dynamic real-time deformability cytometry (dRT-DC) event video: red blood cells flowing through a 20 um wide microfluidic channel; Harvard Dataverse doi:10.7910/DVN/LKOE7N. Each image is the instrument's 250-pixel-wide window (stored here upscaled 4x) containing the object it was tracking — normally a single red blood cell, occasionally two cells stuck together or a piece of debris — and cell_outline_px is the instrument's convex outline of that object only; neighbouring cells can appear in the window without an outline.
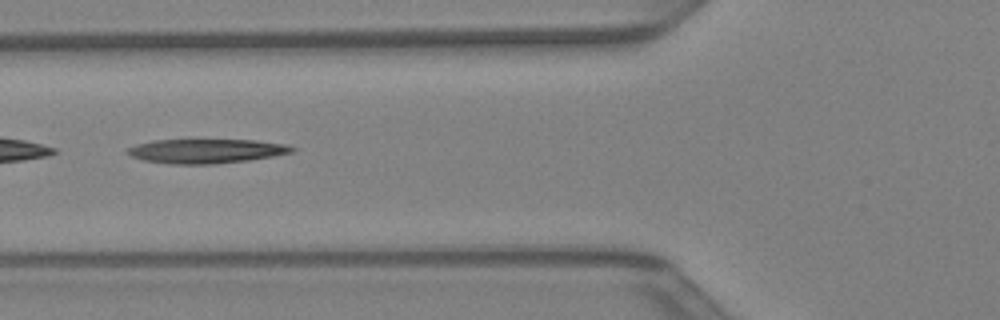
{"species": "Egyptian fruit bat (a non-hibernating species)", "species_latin": "Rousettus aegyptiacus", "temperature_condition": "warm", "stored_images_in_passage": 31, "camera_frame_rate_fps": 3000, "um_per_image_px": 0.085, "animal": {"sex": "female"}, "frame": {"image": 1, "passage_image": 5, "time_ms": 1.333, "image_size_px": [1000, 320], "cell_outline_px": [[296, 148], [292, 152], [272, 156], [248, 160], [212, 164], [168, 164], [144, 160], [132, 156], [128, 152], [128, 148], [136, 144], [152, 140], [256, 140], [284, 144]], "centroid_in_image_um": [17.51, 12.84], "position_along_channel_um": 108.3, "area_um2": 23.06}}
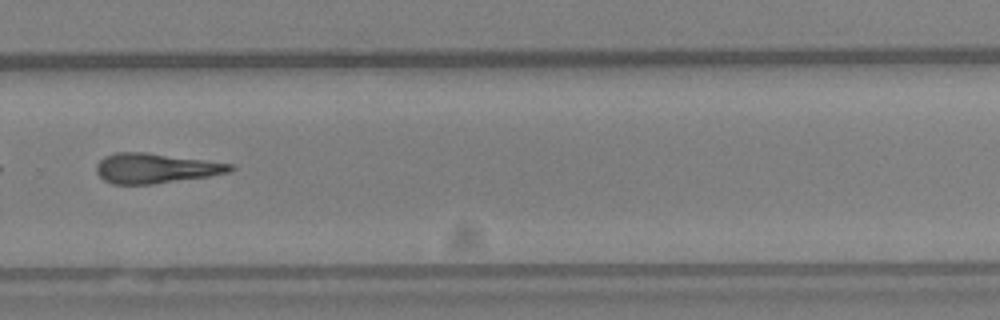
{"frame": {"image": 2, "passage_image": 18, "time_ms": 5.667, "image_size_px": [1000, 320], "cell_outline_px": [[236, 168], [228, 172], [208, 176], [152, 184], [112, 184], [104, 180], [96, 172], [96, 164], [104, 156], [116, 152], [144, 152], [204, 160], [232, 164]], "centroid_in_image_um": [13.17, 14.3], "position_along_channel_um": 316.6, "area_um2": 23.12}}
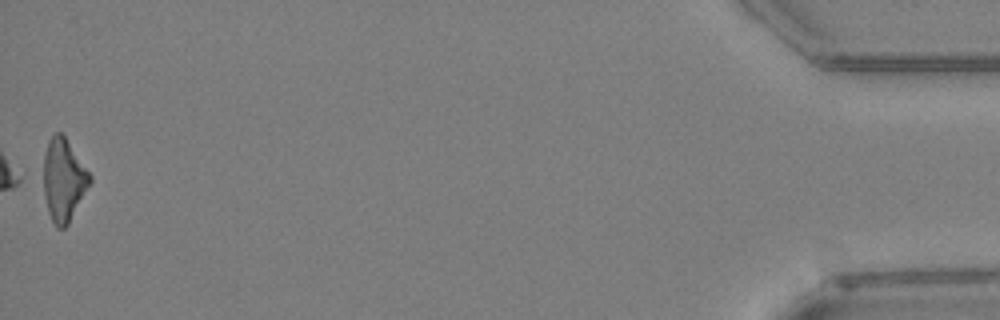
{"frame": {"image": 3, "passage_image": 31, "time_ms": 10.0, "image_size_px": [1000, 320], "cell_outline_px": [[92, 180], [68, 224], [64, 228], [56, 228], [48, 212], [36, 172], [48, 140], [56, 132], [60, 132], [64, 136], [92, 176]], "centroid_in_image_um": [5.28, 15.27], "position_along_channel_um": 429.9, "area_um2": 23.47}}